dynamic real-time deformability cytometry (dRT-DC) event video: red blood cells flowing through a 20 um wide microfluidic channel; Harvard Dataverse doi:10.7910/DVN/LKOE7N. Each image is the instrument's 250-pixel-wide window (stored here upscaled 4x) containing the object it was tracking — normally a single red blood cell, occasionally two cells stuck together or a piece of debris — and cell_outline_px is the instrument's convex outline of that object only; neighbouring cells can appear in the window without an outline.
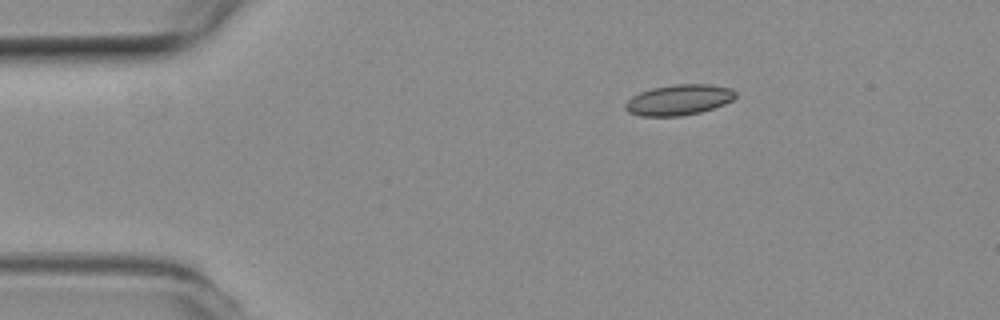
{"species": "common noctule bat (a hibernating species)", "species_latin": "Nyctalus noctula", "temperature_condition": "room temperature", "stored_images_in_passage": 5, "segment_of_instrument_passage": [2, 2], "camera_frame_rate_fps": 3000, "um_per_image_px": 0.085, "animal": {"sex": "female", "body_mass_g": 19.3, "forearm_length_mm": 54.1}, "frame": {"image": 1, "passage_image": 5, "time_ms": 1.333, "image_size_px": [1000, 320], "cell_outline_px": [[736, 96], [732, 100], [724, 104], [700, 112], [680, 116], [640, 116], [628, 112], [624, 108], [624, 104], [632, 96], [640, 92], [652, 88], [672, 84], [708, 84], [732, 88], [736, 92]], "centroid_in_image_um": [57.68, 8.48], "position_along_channel_um": 27.3, "area_um2": 19.71}}